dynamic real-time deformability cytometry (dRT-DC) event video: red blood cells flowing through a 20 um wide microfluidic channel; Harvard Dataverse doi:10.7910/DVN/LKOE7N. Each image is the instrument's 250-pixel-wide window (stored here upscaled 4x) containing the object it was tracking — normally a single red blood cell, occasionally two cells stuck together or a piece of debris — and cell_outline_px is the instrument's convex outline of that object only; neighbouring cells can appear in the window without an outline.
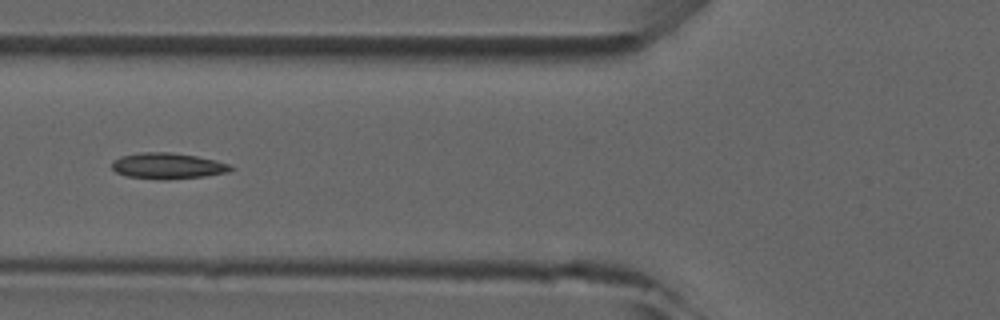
{"species": "common noctule bat (a hibernating species)", "species_latin": "Nyctalus noctula", "temperature_condition": "room temperature", "stored_images_in_passage": 6, "camera_frame_rate_fps": 3000, "um_per_image_px": 0.085, "animal": {"sex": "male", "forearm_length_mm": 52.5}, "frame": {"image": 1, "passage_image": 6, "time_ms": 6.667, "image_size_px": [1000, 320], "cell_outline_px": [[236, 168], [232, 172], [204, 176], [168, 180], [164, 180], [128, 176], [116, 172], [112, 168], [112, 160], [120, 156], [140, 152], [168, 152], [196, 156], [216, 160], [232, 164]], "centroid_in_image_um": [14.31, 14.1], "position_along_channel_um": 111.5, "area_um2": 18.26}}